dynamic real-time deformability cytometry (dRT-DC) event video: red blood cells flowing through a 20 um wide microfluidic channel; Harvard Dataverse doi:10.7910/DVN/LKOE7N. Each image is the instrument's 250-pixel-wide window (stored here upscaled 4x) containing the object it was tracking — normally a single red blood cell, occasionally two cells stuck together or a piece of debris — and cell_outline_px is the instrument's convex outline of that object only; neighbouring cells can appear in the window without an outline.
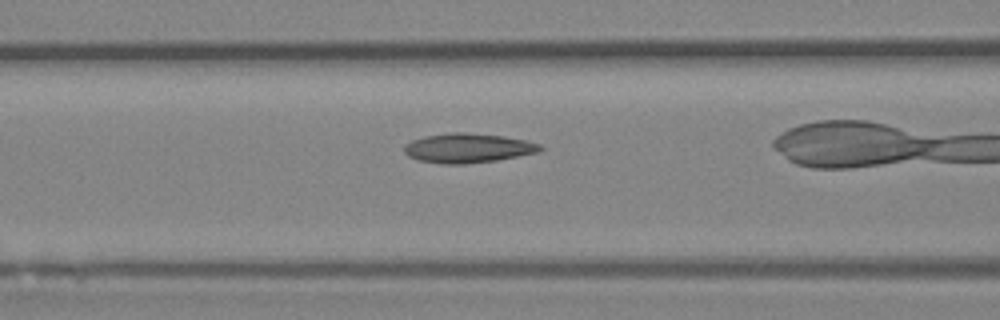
{"species": "Egyptian fruit bat (a non-hibernating species)", "species_latin": "Rousettus aegyptiacus", "temperature_condition": "room temperature", "stored_images_in_passage": 27, "camera_frame_rate_fps": 3000, "um_per_image_px": 0.085, "animal": {"sex": "female"}, "frame": {"image": 1, "passage_image": 8, "time_ms": 2.333, "image_size_px": [1000, 320], "cell_outline_px": [[544, 148], [540, 152], [496, 160], [464, 164], [440, 164], [416, 160], [408, 156], [404, 152], [404, 144], [412, 140], [424, 136], [448, 132], [464, 132], [504, 136], [524, 140], [540, 144]], "centroid_in_image_um": [39.74, 12.58], "position_along_channel_um": 126.9, "area_um2": 23.52}}
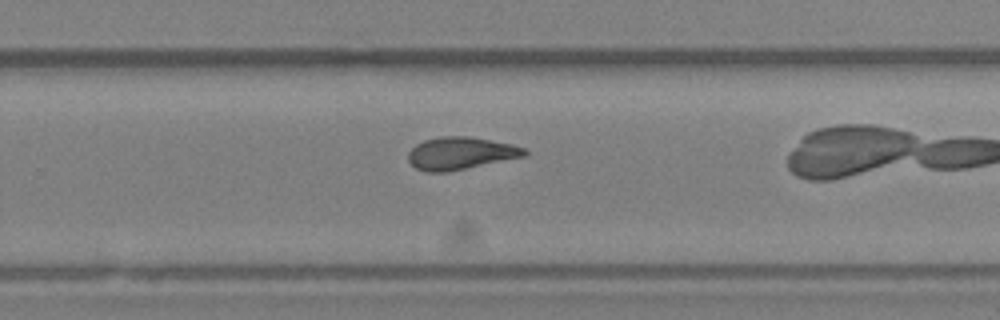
{"frame": {"image": 2, "passage_image": 20, "time_ms": 6.333, "image_size_px": [1000, 320], "cell_outline_px": [[528, 156], [448, 172], [424, 172], [416, 168], [408, 160], [408, 152], [416, 144], [424, 140], [440, 136], [468, 136], [512, 144], [524, 148], [528, 152]], "centroid_in_image_um": [39.16, 13.03], "position_along_channel_um": 290.6, "area_um2": 22.2}}